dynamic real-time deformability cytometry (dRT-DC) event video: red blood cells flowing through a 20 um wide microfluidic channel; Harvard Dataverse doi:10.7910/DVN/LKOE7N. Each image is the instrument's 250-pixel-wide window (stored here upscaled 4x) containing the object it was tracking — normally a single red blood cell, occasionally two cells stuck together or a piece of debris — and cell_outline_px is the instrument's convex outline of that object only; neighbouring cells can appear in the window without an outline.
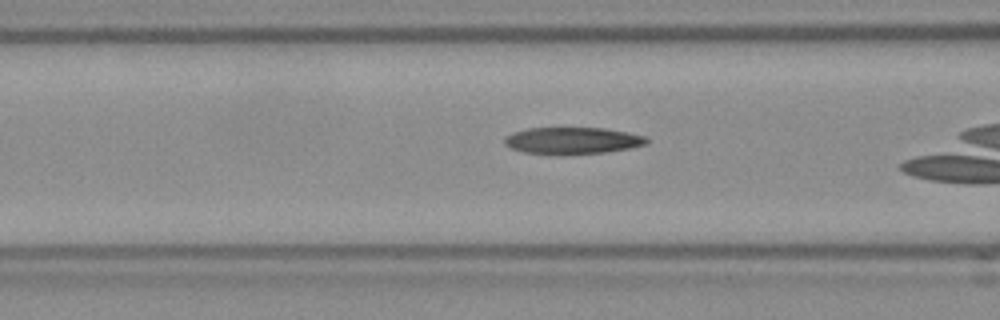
{"species": "Egyptian fruit bat (a non-hibernating species)", "species_latin": "Rousettus aegyptiacus", "temperature_condition": "room temperature", "stored_images_in_passage": 38, "camera_frame_rate_fps": 3000, "um_per_image_px": 0.085, "frame": {"image": 1, "passage_image": 17, "time_ms": 5.333, "image_size_px": [1000, 320], "cell_outline_px": [[648, 140], [644, 144], [628, 148], [604, 152], [524, 152], [512, 148], [504, 144], [504, 136], [512, 132], [528, 128], [604, 128], [628, 132], [644, 136]], "centroid_in_image_um": [48.62, 11.9], "position_along_channel_um": 118.0, "area_um2": 21.21}}